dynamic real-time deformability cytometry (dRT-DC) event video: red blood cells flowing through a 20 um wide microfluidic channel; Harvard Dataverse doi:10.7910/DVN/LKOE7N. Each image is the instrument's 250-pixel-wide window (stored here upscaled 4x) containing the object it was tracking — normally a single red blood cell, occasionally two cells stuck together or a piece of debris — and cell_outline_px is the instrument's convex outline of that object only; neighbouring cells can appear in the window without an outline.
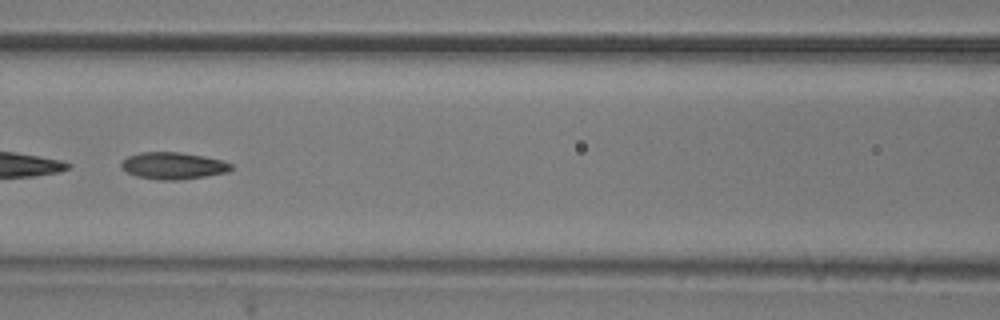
{"species": "common noctule bat (a hibernating species)", "species_latin": "Nyctalus noctula", "temperature_condition": "room temperature", "stored_images_in_passage": 18, "camera_frame_rate_fps": 3000, "um_per_image_px": 0.085, "animal": {"sex": "male", "body_mass_g": 20.5, "forearm_length_mm": 52.5}, "frame": {"image": 1, "passage_image": 11, "time_ms": 3.333, "image_size_px": [1000, 320], "cell_outline_px": [[232, 168], [228, 172], [180, 180], [156, 180], [136, 176], [120, 168], [120, 164], [128, 156], [140, 152], [180, 152], [204, 156], [220, 160], [232, 164]], "centroid_in_image_um": [14.69, 14.09], "position_along_channel_um": 151.9, "area_um2": 17.22}}